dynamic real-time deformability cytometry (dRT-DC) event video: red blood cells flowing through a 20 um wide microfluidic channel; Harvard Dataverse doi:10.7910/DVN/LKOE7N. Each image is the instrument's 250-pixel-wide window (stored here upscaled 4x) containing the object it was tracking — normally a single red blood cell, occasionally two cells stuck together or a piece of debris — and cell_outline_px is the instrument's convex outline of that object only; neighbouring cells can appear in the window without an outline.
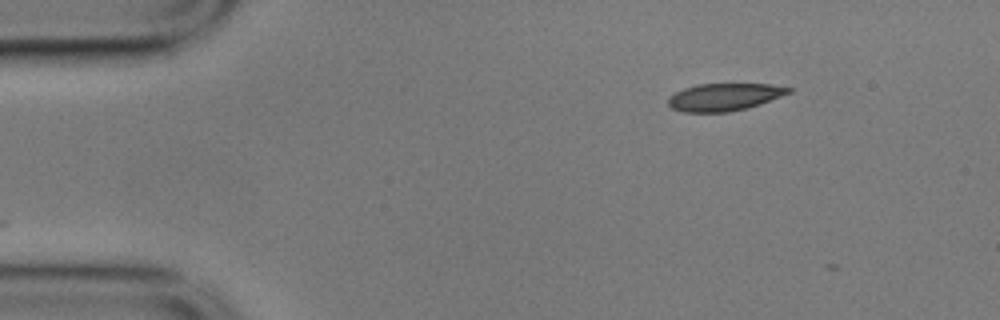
{"species": "common noctule bat (a hibernating species)", "species_latin": "Nyctalus noctula", "temperature_condition": "cold", "stored_images_in_passage": 4, "camera_frame_rate_fps": 3000, "um_per_image_px": 0.085, "animal": {"sex": "male", "body_mass_g": 17.9}, "frame": {"image": 1, "passage_image": 1, "time_ms": 0.0, "image_size_px": [1000, 320], "cell_outline_px": [[792, 92], [760, 104], [748, 108], [728, 112], [684, 112], [672, 108], [668, 104], [668, 96], [684, 88], [696, 84], [772, 84], [792, 88]], "centroid_in_image_um": [61.57, 8.24], "position_along_channel_um": 23.4, "area_um2": 19.31}}